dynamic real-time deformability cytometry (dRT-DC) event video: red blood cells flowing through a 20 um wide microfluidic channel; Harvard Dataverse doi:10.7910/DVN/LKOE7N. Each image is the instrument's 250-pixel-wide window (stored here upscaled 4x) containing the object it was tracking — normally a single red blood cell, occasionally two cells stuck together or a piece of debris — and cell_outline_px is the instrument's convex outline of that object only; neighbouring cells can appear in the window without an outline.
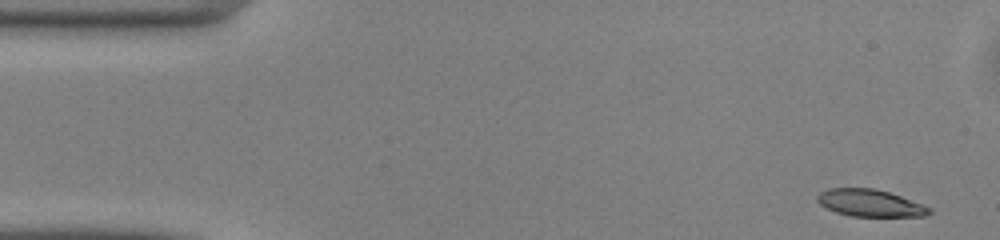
{"species": "common noctule bat (a hibernating species)", "species_latin": "Nyctalus noctula", "temperature_condition": "warm", "stored_images_in_passage": 48, "camera_frame_rate_fps": 3000, "um_per_image_px": 0.085, "animal": {"sex": "male", "body_mass_g": 13.0, "forearm_length_mm": 53.1}, "frame": {"image": 1, "passage_image": 1, "time_ms": 0.0, "image_size_px": [1000, 240], "cell_outline_px": [[932, 212], [924, 216], [852, 216], [836, 212], [820, 204], [816, 200], [816, 196], [820, 192], [828, 188], [876, 188], [900, 196], [932, 208]], "centroid_in_image_um": [73.94, 17.25], "position_along_channel_um": 11.1, "area_um2": 17.57}}
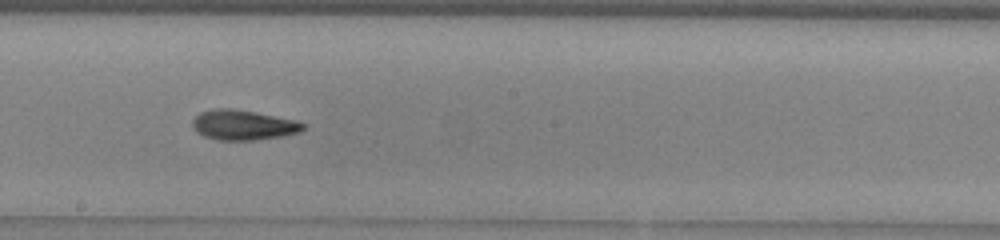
{"frame": {"image": 2, "passage_image": 25, "time_ms": 8.0, "image_size_px": [1000, 240], "cell_outline_px": [[304, 128], [300, 132], [280, 136], [252, 140], [220, 140], [204, 136], [196, 132], [192, 124], [192, 120], [200, 112], [212, 108], [232, 108], [300, 120], [304, 124]], "centroid_in_image_um": [20.67, 10.61], "position_along_channel_um": 227.5, "area_um2": 19.42}}
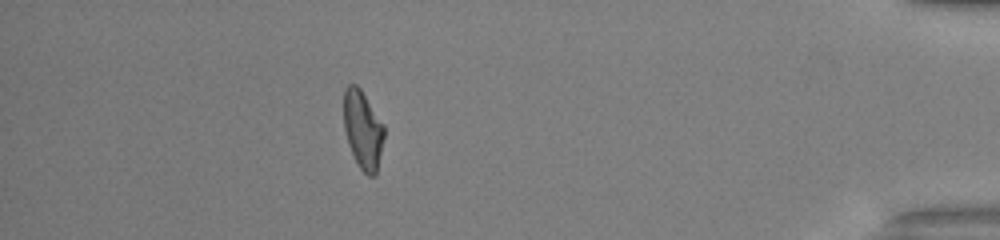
{"frame": {"image": 3, "passage_image": 42, "time_ms": 13.667, "image_size_px": [1000, 240], "cell_outline_px": [[384, 136], [376, 176], [368, 176], [360, 168], [348, 144], [344, 128], [344, 88], [348, 84], [356, 84], [360, 88], [384, 124]], "centroid_in_image_um": [30.84, 11.01], "position_along_channel_um": 404.4, "area_um2": 18.38}, "authors_computed_cell_mechanics": {"area_um2": 18.9006, "velocity_mm_per_s": 4.1238, "shape_relaxation_time_tau1_ms": 7.4419, "shape_relaxation_time_tau2_ms": 4.2892, "deformation_change_tau1": 0.2258, "deformation_change_tau2": 0.1361}}